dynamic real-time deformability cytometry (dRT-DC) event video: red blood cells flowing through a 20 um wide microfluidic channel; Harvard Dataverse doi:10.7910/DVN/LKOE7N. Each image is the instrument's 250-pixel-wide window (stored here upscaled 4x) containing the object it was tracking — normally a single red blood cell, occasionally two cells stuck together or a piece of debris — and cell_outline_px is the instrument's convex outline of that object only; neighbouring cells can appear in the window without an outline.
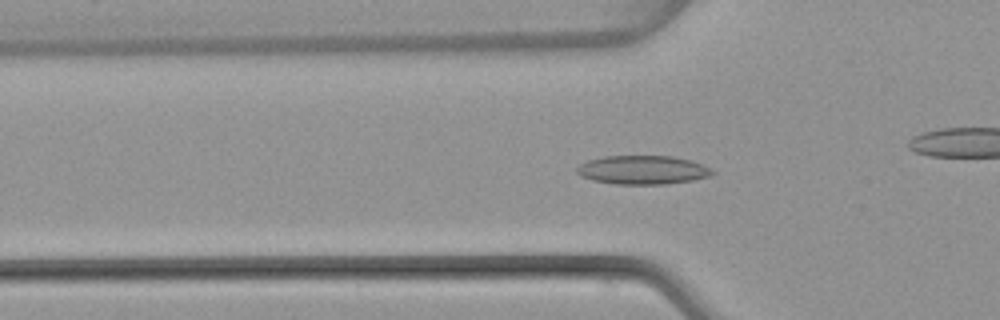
{"species": "common noctule bat (a hibernating species)", "species_latin": "Nyctalus noctula", "temperature_condition": "warm", "stored_images_in_passage": 52, "camera_frame_rate_fps": 3000, "um_per_image_px": 0.085, "animal": {"sex": "female", "body_mass_g": 22.7, "forearm_length_mm": 54.2}, "frame": {"image": 1, "passage_image": 17, "time_ms": 5.333, "image_size_px": [1000, 320], "cell_outline_px": [[716, 172], [712, 176], [692, 180], [664, 184], [616, 184], [592, 180], [580, 176], [576, 172], [576, 168], [580, 164], [588, 160], [604, 156], [672, 156], [692, 160]], "centroid_in_image_um": [54.61, 14.44], "position_along_channel_um": 71.2, "area_um2": 22.72}}
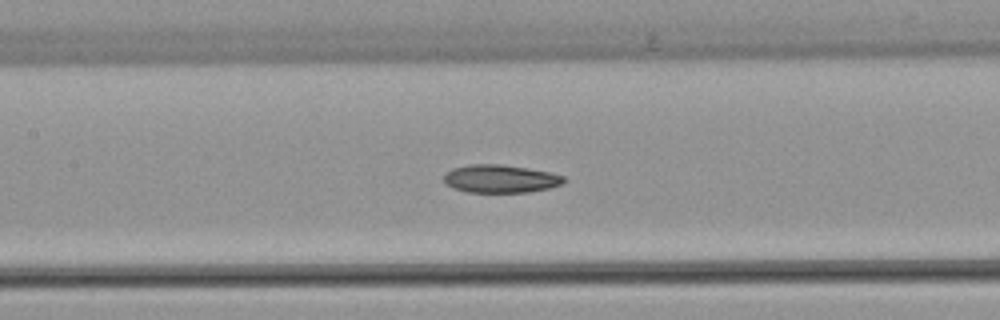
{"frame": {"image": 2, "passage_image": 24, "time_ms": 7.667, "image_size_px": [1000, 320], "cell_outline_px": [[568, 180], [564, 184], [548, 188], [528, 192], [464, 192], [452, 188], [444, 180], [444, 172], [452, 168], [472, 164], [500, 164], [528, 168], [548, 172], [564, 176]], "centroid_in_image_um": [42.54, 15.19], "position_along_channel_um": 164.9, "area_um2": 19.71}}
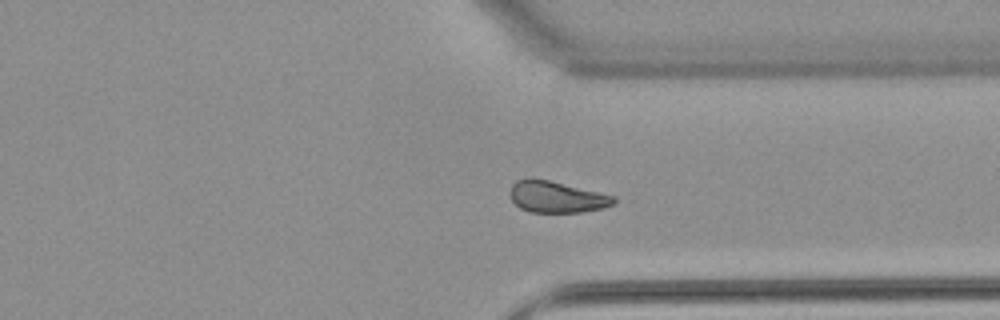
{"frame": {"image": 3, "passage_image": 39, "time_ms": 12.667, "image_size_px": [1000, 320], "cell_outline_px": [[616, 200], [612, 204], [604, 208], [584, 212], [528, 212], [520, 208], [512, 200], [508, 192], [512, 184], [516, 180], [548, 180], [616, 196]], "centroid_in_image_um": [47.32, 16.76], "position_along_channel_um": 364.1, "area_um2": 18.79}}